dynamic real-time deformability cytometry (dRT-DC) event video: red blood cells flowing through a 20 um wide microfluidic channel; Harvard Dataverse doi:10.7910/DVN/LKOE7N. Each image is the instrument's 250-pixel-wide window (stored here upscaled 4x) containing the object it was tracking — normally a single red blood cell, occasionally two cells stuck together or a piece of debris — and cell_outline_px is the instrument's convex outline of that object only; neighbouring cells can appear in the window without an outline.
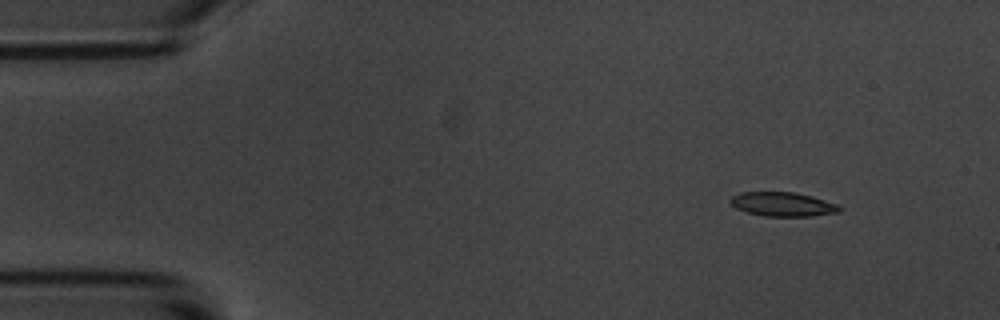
{"species": "common noctule bat (a hibernating species)", "species_latin": "Nyctalus noctula", "temperature_condition": "room temperature", "stored_images_in_passage": 3, "camera_frame_rate_fps": 3000, "um_per_image_px": 0.085, "animal": {"sex": "male", "body_mass_g": 20.1, "forearm_length_mm": 53.5}, "frame": {"image": 1, "passage_image": 1, "time_ms": 0.0, "image_size_px": [1000, 320], "cell_outline_px": [[840, 212], [812, 216], [764, 216], [748, 212], [736, 208], [728, 200], [732, 196], [740, 192], [792, 192], [812, 196], [836, 204], [840, 208]], "centroid_in_image_um": [66.5, 17.36], "position_along_channel_um": 18.5, "area_um2": 15.2}}
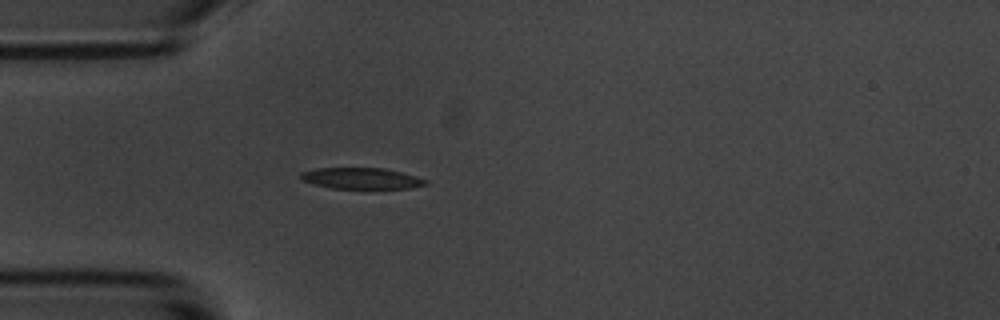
{"frame": {"image": 2, "passage_image": 3, "time_ms": 3.333, "image_size_px": [1000, 320], "cell_outline_px": [[428, 184], [412, 188], [332, 188], [300, 180], [300, 172], [316, 168], [384, 168], [416, 176], [428, 180]], "centroid_in_image_um": [30.72, 15.15], "position_along_channel_um": 54.3, "area_um2": 15.32}}